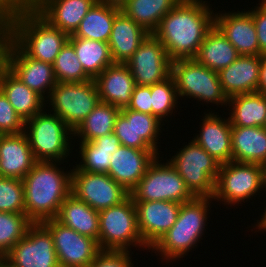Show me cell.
Listing matches in <instances>:
<instances>
[{"instance_id": "c3c4849f", "label": "cell", "mask_w": 266, "mask_h": 267, "mask_svg": "<svg viewBox=\"0 0 266 267\" xmlns=\"http://www.w3.org/2000/svg\"><path fill=\"white\" fill-rule=\"evenodd\" d=\"M0 267H16L6 257H0Z\"/></svg>"}, {"instance_id": "d6986e66", "label": "cell", "mask_w": 266, "mask_h": 267, "mask_svg": "<svg viewBox=\"0 0 266 267\" xmlns=\"http://www.w3.org/2000/svg\"><path fill=\"white\" fill-rule=\"evenodd\" d=\"M215 12L214 25L236 48L239 55H260L256 28L247 11Z\"/></svg>"}, {"instance_id": "74e56055", "label": "cell", "mask_w": 266, "mask_h": 267, "mask_svg": "<svg viewBox=\"0 0 266 267\" xmlns=\"http://www.w3.org/2000/svg\"><path fill=\"white\" fill-rule=\"evenodd\" d=\"M57 83H81L92 78L78 61L74 47L67 41L53 64Z\"/></svg>"}, {"instance_id": "f6af8a7d", "label": "cell", "mask_w": 266, "mask_h": 267, "mask_svg": "<svg viewBox=\"0 0 266 267\" xmlns=\"http://www.w3.org/2000/svg\"><path fill=\"white\" fill-rule=\"evenodd\" d=\"M35 0H0V15L12 8L32 7Z\"/></svg>"}, {"instance_id": "d590c367", "label": "cell", "mask_w": 266, "mask_h": 267, "mask_svg": "<svg viewBox=\"0 0 266 267\" xmlns=\"http://www.w3.org/2000/svg\"><path fill=\"white\" fill-rule=\"evenodd\" d=\"M120 109L109 103L101 102L73 131L77 142H90L98 137L113 133ZM78 138V140H77Z\"/></svg>"}, {"instance_id": "cb8c5ba5", "label": "cell", "mask_w": 266, "mask_h": 267, "mask_svg": "<svg viewBox=\"0 0 266 267\" xmlns=\"http://www.w3.org/2000/svg\"><path fill=\"white\" fill-rule=\"evenodd\" d=\"M37 161L25 132L0 138V177L23 179Z\"/></svg>"}, {"instance_id": "603a6c76", "label": "cell", "mask_w": 266, "mask_h": 267, "mask_svg": "<svg viewBox=\"0 0 266 267\" xmlns=\"http://www.w3.org/2000/svg\"><path fill=\"white\" fill-rule=\"evenodd\" d=\"M260 55H239V57L218 72L219 81L228 98L258 91Z\"/></svg>"}, {"instance_id": "4dcf8cb0", "label": "cell", "mask_w": 266, "mask_h": 267, "mask_svg": "<svg viewBox=\"0 0 266 267\" xmlns=\"http://www.w3.org/2000/svg\"><path fill=\"white\" fill-rule=\"evenodd\" d=\"M120 141L114 133L98 137L90 142H79L80 162L76 166L84 172L108 173L110 159L120 146ZM82 159V160H81Z\"/></svg>"}, {"instance_id": "e575fe53", "label": "cell", "mask_w": 266, "mask_h": 267, "mask_svg": "<svg viewBox=\"0 0 266 267\" xmlns=\"http://www.w3.org/2000/svg\"><path fill=\"white\" fill-rule=\"evenodd\" d=\"M84 71L95 79L108 66L114 64L108 43L81 37H68Z\"/></svg>"}, {"instance_id": "1f68e13d", "label": "cell", "mask_w": 266, "mask_h": 267, "mask_svg": "<svg viewBox=\"0 0 266 267\" xmlns=\"http://www.w3.org/2000/svg\"><path fill=\"white\" fill-rule=\"evenodd\" d=\"M228 113L233 127H263L266 121V95L259 92L228 99Z\"/></svg>"}, {"instance_id": "7a4b0ae2", "label": "cell", "mask_w": 266, "mask_h": 267, "mask_svg": "<svg viewBox=\"0 0 266 267\" xmlns=\"http://www.w3.org/2000/svg\"><path fill=\"white\" fill-rule=\"evenodd\" d=\"M0 29L28 56L54 64L68 35L50 25L32 7L12 8L0 15Z\"/></svg>"}, {"instance_id": "816d5d0a", "label": "cell", "mask_w": 266, "mask_h": 267, "mask_svg": "<svg viewBox=\"0 0 266 267\" xmlns=\"http://www.w3.org/2000/svg\"><path fill=\"white\" fill-rule=\"evenodd\" d=\"M263 128H265V129H266V121H265V123H264V125H263Z\"/></svg>"}, {"instance_id": "7402d4cb", "label": "cell", "mask_w": 266, "mask_h": 267, "mask_svg": "<svg viewBox=\"0 0 266 267\" xmlns=\"http://www.w3.org/2000/svg\"><path fill=\"white\" fill-rule=\"evenodd\" d=\"M218 112H204L199 133L193 140L205 149L220 164L232 161L231 130L229 118L219 116Z\"/></svg>"}, {"instance_id": "3957f363", "label": "cell", "mask_w": 266, "mask_h": 267, "mask_svg": "<svg viewBox=\"0 0 266 267\" xmlns=\"http://www.w3.org/2000/svg\"><path fill=\"white\" fill-rule=\"evenodd\" d=\"M63 163L37 161L22 179L25 214L33 223L55 219L61 204L71 194L72 169L65 172Z\"/></svg>"}, {"instance_id": "d4e9b609", "label": "cell", "mask_w": 266, "mask_h": 267, "mask_svg": "<svg viewBox=\"0 0 266 267\" xmlns=\"http://www.w3.org/2000/svg\"><path fill=\"white\" fill-rule=\"evenodd\" d=\"M94 80L101 102L109 103L119 109L128 107L136 84L126 64L114 63Z\"/></svg>"}, {"instance_id": "ac0fdd59", "label": "cell", "mask_w": 266, "mask_h": 267, "mask_svg": "<svg viewBox=\"0 0 266 267\" xmlns=\"http://www.w3.org/2000/svg\"><path fill=\"white\" fill-rule=\"evenodd\" d=\"M138 229L144 244L151 249L177 221L181 204L174 201H133Z\"/></svg>"}, {"instance_id": "d6a6232c", "label": "cell", "mask_w": 266, "mask_h": 267, "mask_svg": "<svg viewBox=\"0 0 266 267\" xmlns=\"http://www.w3.org/2000/svg\"><path fill=\"white\" fill-rule=\"evenodd\" d=\"M238 57L236 48L214 25L206 34L195 59L210 70L219 72Z\"/></svg>"}, {"instance_id": "5b68a950", "label": "cell", "mask_w": 266, "mask_h": 267, "mask_svg": "<svg viewBox=\"0 0 266 267\" xmlns=\"http://www.w3.org/2000/svg\"><path fill=\"white\" fill-rule=\"evenodd\" d=\"M24 132L28 137L36 161L67 162L69 164L66 159L70 155L72 156L71 151L75 146L72 143L75 142V139L73 130L59 116L45 107L41 112L25 121Z\"/></svg>"}, {"instance_id": "f907efd6", "label": "cell", "mask_w": 266, "mask_h": 267, "mask_svg": "<svg viewBox=\"0 0 266 267\" xmlns=\"http://www.w3.org/2000/svg\"><path fill=\"white\" fill-rule=\"evenodd\" d=\"M264 185L266 188V162L263 164Z\"/></svg>"}, {"instance_id": "4fadbf2b", "label": "cell", "mask_w": 266, "mask_h": 267, "mask_svg": "<svg viewBox=\"0 0 266 267\" xmlns=\"http://www.w3.org/2000/svg\"><path fill=\"white\" fill-rule=\"evenodd\" d=\"M72 168L71 193L94 210L101 211L117 205L130 195L108 174L84 172L74 165Z\"/></svg>"}, {"instance_id": "44dd1931", "label": "cell", "mask_w": 266, "mask_h": 267, "mask_svg": "<svg viewBox=\"0 0 266 267\" xmlns=\"http://www.w3.org/2000/svg\"><path fill=\"white\" fill-rule=\"evenodd\" d=\"M98 0H35L32 8L50 25L68 36L73 35L80 22Z\"/></svg>"}, {"instance_id": "7bdbcfd3", "label": "cell", "mask_w": 266, "mask_h": 267, "mask_svg": "<svg viewBox=\"0 0 266 267\" xmlns=\"http://www.w3.org/2000/svg\"><path fill=\"white\" fill-rule=\"evenodd\" d=\"M258 6L247 10L254 21L259 43L260 56H266V0H261Z\"/></svg>"}, {"instance_id": "52a82bcc", "label": "cell", "mask_w": 266, "mask_h": 267, "mask_svg": "<svg viewBox=\"0 0 266 267\" xmlns=\"http://www.w3.org/2000/svg\"><path fill=\"white\" fill-rule=\"evenodd\" d=\"M168 162L183 178L194 197L213 198L220 163L193 139L178 148Z\"/></svg>"}, {"instance_id": "ba28073f", "label": "cell", "mask_w": 266, "mask_h": 267, "mask_svg": "<svg viewBox=\"0 0 266 267\" xmlns=\"http://www.w3.org/2000/svg\"><path fill=\"white\" fill-rule=\"evenodd\" d=\"M171 76L174 78L180 98H194L207 105L211 103L227 108L228 97L219 81L218 72L210 70L196 59H182L171 62ZM225 105V106H224Z\"/></svg>"}, {"instance_id": "5bb4252c", "label": "cell", "mask_w": 266, "mask_h": 267, "mask_svg": "<svg viewBox=\"0 0 266 267\" xmlns=\"http://www.w3.org/2000/svg\"><path fill=\"white\" fill-rule=\"evenodd\" d=\"M162 123L153 115L134 111L131 109H120L116 119L113 133L117 136L120 144L140 150H154L160 154L157 144L160 142L159 135L164 131Z\"/></svg>"}, {"instance_id": "ffe728a7", "label": "cell", "mask_w": 266, "mask_h": 267, "mask_svg": "<svg viewBox=\"0 0 266 267\" xmlns=\"http://www.w3.org/2000/svg\"><path fill=\"white\" fill-rule=\"evenodd\" d=\"M158 155L154 150H140L120 145L112 153L107 174L130 192Z\"/></svg>"}, {"instance_id": "4316f807", "label": "cell", "mask_w": 266, "mask_h": 267, "mask_svg": "<svg viewBox=\"0 0 266 267\" xmlns=\"http://www.w3.org/2000/svg\"><path fill=\"white\" fill-rule=\"evenodd\" d=\"M150 33L120 11L113 22L108 41L114 63L125 64Z\"/></svg>"}, {"instance_id": "8d00e7d4", "label": "cell", "mask_w": 266, "mask_h": 267, "mask_svg": "<svg viewBox=\"0 0 266 267\" xmlns=\"http://www.w3.org/2000/svg\"><path fill=\"white\" fill-rule=\"evenodd\" d=\"M152 115L162 123L167 122L173 111L178 110V94L174 78L170 76L166 80L150 85ZM167 119V120H166Z\"/></svg>"}, {"instance_id": "e0dca14e", "label": "cell", "mask_w": 266, "mask_h": 267, "mask_svg": "<svg viewBox=\"0 0 266 267\" xmlns=\"http://www.w3.org/2000/svg\"><path fill=\"white\" fill-rule=\"evenodd\" d=\"M171 62L164 46L150 33L125 64L136 85L150 86L171 76Z\"/></svg>"}, {"instance_id": "277c9868", "label": "cell", "mask_w": 266, "mask_h": 267, "mask_svg": "<svg viewBox=\"0 0 266 267\" xmlns=\"http://www.w3.org/2000/svg\"><path fill=\"white\" fill-rule=\"evenodd\" d=\"M212 201L209 197H194L182 203L177 221L150 250L166 264L185 258L203 240Z\"/></svg>"}, {"instance_id": "8992f818", "label": "cell", "mask_w": 266, "mask_h": 267, "mask_svg": "<svg viewBox=\"0 0 266 267\" xmlns=\"http://www.w3.org/2000/svg\"><path fill=\"white\" fill-rule=\"evenodd\" d=\"M100 250L132 251V246L150 249L144 244L138 229L135 204L129 195L121 203L99 211Z\"/></svg>"}, {"instance_id": "7dc6e473", "label": "cell", "mask_w": 266, "mask_h": 267, "mask_svg": "<svg viewBox=\"0 0 266 267\" xmlns=\"http://www.w3.org/2000/svg\"><path fill=\"white\" fill-rule=\"evenodd\" d=\"M265 195H266V192H265ZM266 204V203H265ZM264 212H262L263 214H261L260 216V220L258 219V220H256L257 221V224L255 225L254 224V226H252L254 229H258L257 231L255 230V233L256 232H263L264 233V231L266 232V207L264 208V210H263Z\"/></svg>"}, {"instance_id": "ee69618b", "label": "cell", "mask_w": 266, "mask_h": 267, "mask_svg": "<svg viewBox=\"0 0 266 267\" xmlns=\"http://www.w3.org/2000/svg\"><path fill=\"white\" fill-rule=\"evenodd\" d=\"M127 109L152 115L150 86L136 85Z\"/></svg>"}, {"instance_id": "60d3db41", "label": "cell", "mask_w": 266, "mask_h": 267, "mask_svg": "<svg viewBox=\"0 0 266 267\" xmlns=\"http://www.w3.org/2000/svg\"><path fill=\"white\" fill-rule=\"evenodd\" d=\"M25 122L16 113L8 98L0 89V132L17 134L24 132Z\"/></svg>"}, {"instance_id": "9c48e42d", "label": "cell", "mask_w": 266, "mask_h": 267, "mask_svg": "<svg viewBox=\"0 0 266 267\" xmlns=\"http://www.w3.org/2000/svg\"><path fill=\"white\" fill-rule=\"evenodd\" d=\"M260 191H266L263 165L230 161L220 165L213 201L235 207L257 197Z\"/></svg>"}, {"instance_id": "f1b7e54d", "label": "cell", "mask_w": 266, "mask_h": 267, "mask_svg": "<svg viewBox=\"0 0 266 267\" xmlns=\"http://www.w3.org/2000/svg\"><path fill=\"white\" fill-rule=\"evenodd\" d=\"M55 220L98 242L99 211L77 199L72 193L61 204Z\"/></svg>"}, {"instance_id": "f546056e", "label": "cell", "mask_w": 266, "mask_h": 267, "mask_svg": "<svg viewBox=\"0 0 266 267\" xmlns=\"http://www.w3.org/2000/svg\"><path fill=\"white\" fill-rule=\"evenodd\" d=\"M120 11V5L98 0L84 16L74 34L69 37L108 43L114 19Z\"/></svg>"}, {"instance_id": "83f0119b", "label": "cell", "mask_w": 266, "mask_h": 267, "mask_svg": "<svg viewBox=\"0 0 266 267\" xmlns=\"http://www.w3.org/2000/svg\"><path fill=\"white\" fill-rule=\"evenodd\" d=\"M231 148L232 161L263 165L266 162V129L232 126Z\"/></svg>"}, {"instance_id": "681fc988", "label": "cell", "mask_w": 266, "mask_h": 267, "mask_svg": "<svg viewBox=\"0 0 266 267\" xmlns=\"http://www.w3.org/2000/svg\"><path fill=\"white\" fill-rule=\"evenodd\" d=\"M105 1H108V2L113 3V4L120 5V4L123 3L125 0H105Z\"/></svg>"}, {"instance_id": "f35d334b", "label": "cell", "mask_w": 266, "mask_h": 267, "mask_svg": "<svg viewBox=\"0 0 266 267\" xmlns=\"http://www.w3.org/2000/svg\"><path fill=\"white\" fill-rule=\"evenodd\" d=\"M32 224L26 214L0 211V257L26 235Z\"/></svg>"}, {"instance_id": "8fae6325", "label": "cell", "mask_w": 266, "mask_h": 267, "mask_svg": "<svg viewBox=\"0 0 266 267\" xmlns=\"http://www.w3.org/2000/svg\"><path fill=\"white\" fill-rule=\"evenodd\" d=\"M148 167L139 183L130 191L133 201L188 202L194 196L187 189L183 178L162 156ZM164 161V162H161Z\"/></svg>"}, {"instance_id": "ab89813d", "label": "cell", "mask_w": 266, "mask_h": 267, "mask_svg": "<svg viewBox=\"0 0 266 267\" xmlns=\"http://www.w3.org/2000/svg\"><path fill=\"white\" fill-rule=\"evenodd\" d=\"M24 185L22 179L0 177V211L25 214Z\"/></svg>"}, {"instance_id": "2e32d148", "label": "cell", "mask_w": 266, "mask_h": 267, "mask_svg": "<svg viewBox=\"0 0 266 267\" xmlns=\"http://www.w3.org/2000/svg\"><path fill=\"white\" fill-rule=\"evenodd\" d=\"M4 257L16 267H60L53 237L42 223H33Z\"/></svg>"}, {"instance_id": "9a60e30c", "label": "cell", "mask_w": 266, "mask_h": 267, "mask_svg": "<svg viewBox=\"0 0 266 267\" xmlns=\"http://www.w3.org/2000/svg\"><path fill=\"white\" fill-rule=\"evenodd\" d=\"M50 231L60 267H89L100 251L98 242L50 219L42 222Z\"/></svg>"}, {"instance_id": "6da1fadb", "label": "cell", "mask_w": 266, "mask_h": 267, "mask_svg": "<svg viewBox=\"0 0 266 267\" xmlns=\"http://www.w3.org/2000/svg\"><path fill=\"white\" fill-rule=\"evenodd\" d=\"M206 0H180L152 33L171 61L195 59L208 31L214 26V10Z\"/></svg>"}, {"instance_id": "bcb514c9", "label": "cell", "mask_w": 266, "mask_h": 267, "mask_svg": "<svg viewBox=\"0 0 266 267\" xmlns=\"http://www.w3.org/2000/svg\"><path fill=\"white\" fill-rule=\"evenodd\" d=\"M257 92L266 95V56H262L261 58L259 87Z\"/></svg>"}, {"instance_id": "7c38bea8", "label": "cell", "mask_w": 266, "mask_h": 267, "mask_svg": "<svg viewBox=\"0 0 266 267\" xmlns=\"http://www.w3.org/2000/svg\"><path fill=\"white\" fill-rule=\"evenodd\" d=\"M0 61L44 100L56 86L53 65L28 57L1 29Z\"/></svg>"}, {"instance_id": "484cf974", "label": "cell", "mask_w": 266, "mask_h": 267, "mask_svg": "<svg viewBox=\"0 0 266 267\" xmlns=\"http://www.w3.org/2000/svg\"><path fill=\"white\" fill-rule=\"evenodd\" d=\"M0 89L24 122L46 107L45 100L19 80L1 61Z\"/></svg>"}, {"instance_id": "836d02e7", "label": "cell", "mask_w": 266, "mask_h": 267, "mask_svg": "<svg viewBox=\"0 0 266 267\" xmlns=\"http://www.w3.org/2000/svg\"><path fill=\"white\" fill-rule=\"evenodd\" d=\"M179 2L180 0H125L120 8L126 16L153 33L161 19Z\"/></svg>"}, {"instance_id": "b9f144b4", "label": "cell", "mask_w": 266, "mask_h": 267, "mask_svg": "<svg viewBox=\"0 0 266 267\" xmlns=\"http://www.w3.org/2000/svg\"><path fill=\"white\" fill-rule=\"evenodd\" d=\"M132 254L133 251L100 250L89 267H134Z\"/></svg>"}, {"instance_id": "30bf717a", "label": "cell", "mask_w": 266, "mask_h": 267, "mask_svg": "<svg viewBox=\"0 0 266 267\" xmlns=\"http://www.w3.org/2000/svg\"><path fill=\"white\" fill-rule=\"evenodd\" d=\"M49 111L59 116L71 130L81 122L100 103L94 79L81 83H56L45 100Z\"/></svg>"}]
</instances>
